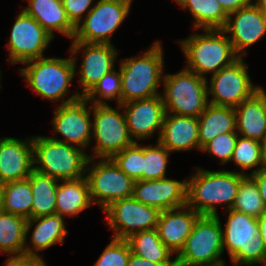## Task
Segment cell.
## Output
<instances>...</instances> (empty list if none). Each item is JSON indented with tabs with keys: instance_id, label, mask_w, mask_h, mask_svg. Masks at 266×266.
Segmentation results:
<instances>
[{
	"instance_id": "cell-1",
	"label": "cell",
	"mask_w": 266,
	"mask_h": 266,
	"mask_svg": "<svg viewBox=\"0 0 266 266\" xmlns=\"http://www.w3.org/2000/svg\"><path fill=\"white\" fill-rule=\"evenodd\" d=\"M197 170L191 179H187V205L200 215H218L215 204L226 203V209H231L237 197L240 181L246 174L235 171H209L202 168Z\"/></svg>"
},
{
	"instance_id": "cell-2",
	"label": "cell",
	"mask_w": 266,
	"mask_h": 266,
	"mask_svg": "<svg viewBox=\"0 0 266 266\" xmlns=\"http://www.w3.org/2000/svg\"><path fill=\"white\" fill-rule=\"evenodd\" d=\"M163 50L159 41L139 57L120 63L121 104L161 95L157 92L163 80Z\"/></svg>"
},
{
	"instance_id": "cell-3",
	"label": "cell",
	"mask_w": 266,
	"mask_h": 266,
	"mask_svg": "<svg viewBox=\"0 0 266 266\" xmlns=\"http://www.w3.org/2000/svg\"><path fill=\"white\" fill-rule=\"evenodd\" d=\"M33 161L41 164L34 170L59 181L84 177L86 166L94 159L81 148L56 141L50 137H32Z\"/></svg>"
},
{
	"instance_id": "cell-4",
	"label": "cell",
	"mask_w": 266,
	"mask_h": 266,
	"mask_svg": "<svg viewBox=\"0 0 266 266\" xmlns=\"http://www.w3.org/2000/svg\"><path fill=\"white\" fill-rule=\"evenodd\" d=\"M206 34H194L179 41L187 58V70L200 77L207 72L216 74L220 69L231 65L239 56L222 29H206Z\"/></svg>"
},
{
	"instance_id": "cell-5",
	"label": "cell",
	"mask_w": 266,
	"mask_h": 266,
	"mask_svg": "<svg viewBox=\"0 0 266 266\" xmlns=\"http://www.w3.org/2000/svg\"><path fill=\"white\" fill-rule=\"evenodd\" d=\"M227 212L222 238L231 261L234 265L262 264L266 260V246L259 236L257 218L232 209Z\"/></svg>"
},
{
	"instance_id": "cell-6",
	"label": "cell",
	"mask_w": 266,
	"mask_h": 266,
	"mask_svg": "<svg viewBox=\"0 0 266 266\" xmlns=\"http://www.w3.org/2000/svg\"><path fill=\"white\" fill-rule=\"evenodd\" d=\"M222 231L218 215H200L183 249L175 257L177 266L225 264L219 259L224 251Z\"/></svg>"
},
{
	"instance_id": "cell-7",
	"label": "cell",
	"mask_w": 266,
	"mask_h": 266,
	"mask_svg": "<svg viewBox=\"0 0 266 266\" xmlns=\"http://www.w3.org/2000/svg\"><path fill=\"white\" fill-rule=\"evenodd\" d=\"M162 81L166 113L198 118L205 111L209 104L206 78L184 68L177 74L163 76Z\"/></svg>"
},
{
	"instance_id": "cell-8",
	"label": "cell",
	"mask_w": 266,
	"mask_h": 266,
	"mask_svg": "<svg viewBox=\"0 0 266 266\" xmlns=\"http://www.w3.org/2000/svg\"><path fill=\"white\" fill-rule=\"evenodd\" d=\"M77 58H45L25 62L28 64L20 69L27 84L43 98L59 101L68 92L71 80L76 74Z\"/></svg>"
},
{
	"instance_id": "cell-9",
	"label": "cell",
	"mask_w": 266,
	"mask_h": 266,
	"mask_svg": "<svg viewBox=\"0 0 266 266\" xmlns=\"http://www.w3.org/2000/svg\"><path fill=\"white\" fill-rule=\"evenodd\" d=\"M131 2L99 0L83 18L84 21L76 25L73 41L111 45V35L127 17Z\"/></svg>"
},
{
	"instance_id": "cell-10",
	"label": "cell",
	"mask_w": 266,
	"mask_h": 266,
	"mask_svg": "<svg viewBox=\"0 0 266 266\" xmlns=\"http://www.w3.org/2000/svg\"><path fill=\"white\" fill-rule=\"evenodd\" d=\"M92 112L94 116L92 138L96 139V144L93 146L95 154L88 156L89 158H111L135 143L129 134L124 113L108 104H92Z\"/></svg>"
},
{
	"instance_id": "cell-11",
	"label": "cell",
	"mask_w": 266,
	"mask_h": 266,
	"mask_svg": "<svg viewBox=\"0 0 266 266\" xmlns=\"http://www.w3.org/2000/svg\"><path fill=\"white\" fill-rule=\"evenodd\" d=\"M94 164L91 168L86 166L89 174L85 176L92 203L100 204L104 211L113 202L133 196L135 181L110 158H101Z\"/></svg>"
},
{
	"instance_id": "cell-12",
	"label": "cell",
	"mask_w": 266,
	"mask_h": 266,
	"mask_svg": "<svg viewBox=\"0 0 266 266\" xmlns=\"http://www.w3.org/2000/svg\"><path fill=\"white\" fill-rule=\"evenodd\" d=\"M261 88L253 85L243 57H239L231 65L212 75L207 92L213 98L208 102L212 105L235 108Z\"/></svg>"
},
{
	"instance_id": "cell-13",
	"label": "cell",
	"mask_w": 266,
	"mask_h": 266,
	"mask_svg": "<svg viewBox=\"0 0 266 266\" xmlns=\"http://www.w3.org/2000/svg\"><path fill=\"white\" fill-rule=\"evenodd\" d=\"M88 102L80 93H75L69 99L64 100L55 109L52 121L53 129L62 134L64 138H50L69 145L80 146L81 149L87 147L92 137L90 120L92 106L90 109L86 108Z\"/></svg>"
},
{
	"instance_id": "cell-14",
	"label": "cell",
	"mask_w": 266,
	"mask_h": 266,
	"mask_svg": "<svg viewBox=\"0 0 266 266\" xmlns=\"http://www.w3.org/2000/svg\"><path fill=\"white\" fill-rule=\"evenodd\" d=\"M104 212L115 230L113 238L127 239L133 233L155 229L161 211L129 197L113 202Z\"/></svg>"
},
{
	"instance_id": "cell-15",
	"label": "cell",
	"mask_w": 266,
	"mask_h": 266,
	"mask_svg": "<svg viewBox=\"0 0 266 266\" xmlns=\"http://www.w3.org/2000/svg\"><path fill=\"white\" fill-rule=\"evenodd\" d=\"M53 36L22 10L12 26L8 41L11 63H25L43 56Z\"/></svg>"
},
{
	"instance_id": "cell-16",
	"label": "cell",
	"mask_w": 266,
	"mask_h": 266,
	"mask_svg": "<svg viewBox=\"0 0 266 266\" xmlns=\"http://www.w3.org/2000/svg\"><path fill=\"white\" fill-rule=\"evenodd\" d=\"M187 190V179L182 182L168 178L137 180L132 197L162 212L187 205Z\"/></svg>"
},
{
	"instance_id": "cell-17",
	"label": "cell",
	"mask_w": 266,
	"mask_h": 266,
	"mask_svg": "<svg viewBox=\"0 0 266 266\" xmlns=\"http://www.w3.org/2000/svg\"><path fill=\"white\" fill-rule=\"evenodd\" d=\"M125 109V118L131 138H150L157 129L161 133L166 114L161 95L118 105Z\"/></svg>"
},
{
	"instance_id": "cell-18",
	"label": "cell",
	"mask_w": 266,
	"mask_h": 266,
	"mask_svg": "<svg viewBox=\"0 0 266 266\" xmlns=\"http://www.w3.org/2000/svg\"><path fill=\"white\" fill-rule=\"evenodd\" d=\"M222 30L225 33H230L231 37L228 36V38L235 53L239 57H243V52L246 54L245 48L254 44L266 34V17L252 3L229 14L226 25Z\"/></svg>"
},
{
	"instance_id": "cell-19",
	"label": "cell",
	"mask_w": 266,
	"mask_h": 266,
	"mask_svg": "<svg viewBox=\"0 0 266 266\" xmlns=\"http://www.w3.org/2000/svg\"><path fill=\"white\" fill-rule=\"evenodd\" d=\"M81 49L84 53L78 74L82 86L81 95L85 96L104 75L114 69L117 51L113 44L72 42L71 54L74 55Z\"/></svg>"
},
{
	"instance_id": "cell-20",
	"label": "cell",
	"mask_w": 266,
	"mask_h": 266,
	"mask_svg": "<svg viewBox=\"0 0 266 266\" xmlns=\"http://www.w3.org/2000/svg\"><path fill=\"white\" fill-rule=\"evenodd\" d=\"M33 170L32 138L0 139V178L4 183L26 179Z\"/></svg>"
},
{
	"instance_id": "cell-21",
	"label": "cell",
	"mask_w": 266,
	"mask_h": 266,
	"mask_svg": "<svg viewBox=\"0 0 266 266\" xmlns=\"http://www.w3.org/2000/svg\"><path fill=\"white\" fill-rule=\"evenodd\" d=\"M199 216L200 214L188 205L160 212L156 227L160 240L170 251L178 255Z\"/></svg>"
},
{
	"instance_id": "cell-22",
	"label": "cell",
	"mask_w": 266,
	"mask_h": 266,
	"mask_svg": "<svg viewBox=\"0 0 266 266\" xmlns=\"http://www.w3.org/2000/svg\"><path fill=\"white\" fill-rule=\"evenodd\" d=\"M198 130V118L166 113L157 139L169 152L200 149Z\"/></svg>"
},
{
	"instance_id": "cell-23",
	"label": "cell",
	"mask_w": 266,
	"mask_h": 266,
	"mask_svg": "<svg viewBox=\"0 0 266 266\" xmlns=\"http://www.w3.org/2000/svg\"><path fill=\"white\" fill-rule=\"evenodd\" d=\"M236 130L245 138L261 142L266 135V93L263 88L235 107Z\"/></svg>"
},
{
	"instance_id": "cell-24",
	"label": "cell",
	"mask_w": 266,
	"mask_h": 266,
	"mask_svg": "<svg viewBox=\"0 0 266 266\" xmlns=\"http://www.w3.org/2000/svg\"><path fill=\"white\" fill-rule=\"evenodd\" d=\"M63 218L64 217L58 214H53V215H45V216H39L27 219L26 238L32 225L36 226L34 227L31 237L33 248L30 247L29 245H25L24 255L33 256L38 259H42L35 252V250L41 251L47 249L57 242L62 244L67 234Z\"/></svg>"
},
{
	"instance_id": "cell-25",
	"label": "cell",
	"mask_w": 266,
	"mask_h": 266,
	"mask_svg": "<svg viewBox=\"0 0 266 266\" xmlns=\"http://www.w3.org/2000/svg\"><path fill=\"white\" fill-rule=\"evenodd\" d=\"M24 10L54 37V31L73 38L75 26L70 22L62 0H28Z\"/></svg>"
},
{
	"instance_id": "cell-26",
	"label": "cell",
	"mask_w": 266,
	"mask_h": 266,
	"mask_svg": "<svg viewBox=\"0 0 266 266\" xmlns=\"http://www.w3.org/2000/svg\"><path fill=\"white\" fill-rule=\"evenodd\" d=\"M200 150L216 136L236 132V114L234 107L208 104L198 117Z\"/></svg>"
},
{
	"instance_id": "cell-27",
	"label": "cell",
	"mask_w": 266,
	"mask_h": 266,
	"mask_svg": "<svg viewBox=\"0 0 266 266\" xmlns=\"http://www.w3.org/2000/svg\"><path fill=\"white\" fill-rule=\"evenodd\" d=\"M92 204L89 184L86 177L73 180H63L58 184L56 192L55 214L60 216L79 214Z\"/></svg>"
},
{
	"instance_id": "cell-28",
	"label": "cell",
	"mask_w": 266,
	"mask_h": 266,
	"mask_svg": "<svg viewBox=\"0 0 266 266\" xmlns=\"http://www.w3.org/2000/svg\"><path fill=\"white\" fill-rule=\"evenodd\" d=\"M32 190L31 218L53 215L56 208V192L58 183L56 178L33 170L27 177Z\"/></svg>"
},
{
	"instance_id": "cell-29",
	"label": "cell",
	"mask_w": 266,
	"mask_h": 266,
	"mask_svg": "<svg viewBox=\"0 0 266 266\" xmlns=\"http://www.w3.org/2000/svg\"><path fill=\"white\" fill-rule=\"evenodd\" d=\"M131 249V253L156 263H176L171 260L173 254L160 240L157 229L133 233L125 239Z\"/></svg>"
},
{
	"instance_id": "cell-30",
	"label": "cell",
	"mask_w": 266,
	"mask_h": 266,
	"mask_svg": "<svg viewBox=\"0 0 266 266\" xmlns=\"http://www.w3.org/2000/svg\"><path fill=\"white\" fill-rule=\"evenodd\" d=\"M27 219L0 209V252L24 255Z\"/></svg>"
},
{
	"instance_id": "cell-31",
	"label": "cell",
	"mask_w": 266,
	"mask_h": 266,
	"mask_svg": "<svg viewBox=\"0 0 266 266\" xmlns=\"http://www.w3.org/2000/svg\"><path fill=\"white\" fill-rule=\"evenodd\" d=\"M182 9H189L195 19L194 28L223 29L228 14L217 0H175Z\"/></svg>"
},
{
	"instance_id": "cell-32",
	"label": "cell",
	"mask_w": 266,
	"mask_h": 266,
	"mask_svg": "<svg viewBox=\"0 0 266 266\" xmlns=\"http://www.w3.org/2000/svg\"><path fill=\"white\" fill-rule=\"evenodd\" d=\"M32 201V190L27 178L4 183L0 199V209L2 211L30 219Z\"/></svg>"
},
{
	"instance_id": "cell-33",
	"label": "cell",
	"mask_w": 266,
	"mask_h": 266,
	"mask_svg": "<svg viewBox=\"0 0 266 266\" xmlns=\"http://www.w3.org/2000/svg\"><path fill=\"white\" fill-rule=\"evenodd\" d=\"M231 209L256 218L266 211L258 186L247 173L240 181L237 197Z\"/></svg>"
},
{
	"instance_id": "cell-34",
	"label": "cell",
	"mask_w": 266,
	"mask_h": 266,
	"mask_svg": "<svg viewBox=\"0 0 266 266\" xmlns=\"http://www.w3.org/2000/svg\"><path fill=\"white\" fill-rule=\"evenodd\" d=\"M244 170L261 165L252 172L264 169L261 142L238 135L231 161Z\"/></svg>"
},
{
	"instance_id": "cell-35",
	"label": "cell",
	"mask_w": 266,
	"mask_h": 266,
	"mask_svg": "<svg viewBox=\"0 0 266 266\" xmlns=\"http://www.w3.org/2000/svg\"><path fill=\"white\" fill-rule=\"evenodd\" d=\"M169 151L157 141L156 146H143V180L166 178Z\"/></svg>"
},
{
	"instance_id": "cell-36",
	"label": "cell",
	"mask_w": 266,
	"mask_h": 266,
	"mask_svg": "<svg viewBox=\"0 0 266 266\" xmlns=\"http://www.w3.org/2000/svg\"><path fill=\"white\" fill-rule=\"evenodd\" d=\"M99 94V98H97ZM88 101H92L95 105L107 104L103 98L108 100H117L121 105V73L120 69L116 72L114 69L104 75L93 88L84 96ZM96 97V98H95ZM95 99V100H94Z\"/></svg>"
},
{
	"instance_id": "cell-37",
	"label": "cell",
	"mask_w": 266,
	"mask_h": 266,
	"mask_svg": "<svg viewBox=\"0 0 266 266\" xmlns=\"http://www.w3.org/2000/svg\"><path fill=\"white\" fill-rule=\"evenodd\" d=\"M110 159L134 181L143 180V147L137 142Z\"/></svg>"
},
{
	"instance_id": "cell-38",
	"label": "cell",
	"mask_w": 266,
	"mask_h": 266,
	"mask_svg": "<svg viewBox=\"0 0 266 266\" xmlns=\"http://www.w3.org/2000/svg\"><path fill=\"white\" fill-rule=\"evenodd\" d=\"M131 249L125 239L113 238L94 266H127Z\"/></svg>"
},
{
	"instance_id": "cell-39",
	"label": "cell",
	"mask_w": 266,
	"mask_h": 266,
	"mask_svg": "<svg viewBox=\"0 0 266 266\" xmlns=\"http://www.w3.org/2000/svg\"><path fill=\"white\" fill-rule=\"evenodd\" d=\"M238 135V132L220 134L207 143L201 151H208L209 154L220 158L222 164H225L231 161Z\"/></svg>"
},
{
	"instance_id": "cell-40",
	"label": "cell",
	"mask_w": 266,
	"mask_h": 266,
	"mask_svg": "<svg viewBox=\"0 0 266 266\" xmlns=\"http://www.w3.org/2000/svg\"><path fill=\"white\" fill-rule=\"evenodd\" d=\"M92 2L94 3L93 0H62L68 19L75 27L82 21V16H84L83 13H85V11L89 13L93 8L90 7Z\"/></svg>"
},
{
	"instance_id": "cell-41",
	"label": "cell",
	"mask_w": 266,
	"mask_h": 266,
	"mask_svg": "<svg viewBox=\"0 0 266 266\" xmlns=\"http://www.w3.org/2000/svg\"><path fill=\"white\" fill-rule=\"evenodd\" d=\"M4 266H46L43 259H38L33 256L20 255L11 256L6 260Z\"/></svg>"
},
{
	"instance_id": "cell-42",
	"label": "cell",
	"mask_w": 266,
	"mask_h": 266,
	"mask_svg": "<svg viewBox=\"0 0 266 266\" xmlns=\"http://www.w3.org/2000/svg\"><path fill=\"white\" fill-rule=\"evenodd\" d=\"M250 176L254 179L258 186L261 199L266 209V169L252 172L250 173Z\"/></svg>"
},
{
	"instance_id": "cell-43",
	"label": "cell",
	"mask_w": 266,
	"mask_h": 266,
	"mask_svg": "<svg viewBox=\"0 0 266 266\" xmlns=\"http://www.w3.org/2000/svg\"><path fill=\"white\" fill-rule=\"evenodd\" d=\"M225 12L229 15L240 8L247 7L253 3L252 0H217Z\"/></svg>"
},
{
	"instance_id": "cell-44",
	"label": "cell",
	"mask_w": 266,
	"mask_h": 266,
	"mask_svg": "<svg viewBox=\"0 0 266 266\" xmlns=\"http://www.w3.org/2000/svg\"><path fill=\"white\" fill-rule=\"evenodd\" d=\"M127 266H177V263H156L131 253Z\"/></svg>"
},
{
	"instance_id": "cell-45",
	"label": "cell",
	"mask_w": 266,
	"mask_h": 266,
	"mask_svg": "<svg viewBox=\"0 0 266 266\" xmlns=\"http://www.w3.org/2000/svg\"><path fill=\"white\" fill-rule=\"evenodd\" d=\"M259 227V236L266 246V211L257 218Z\"/></svg>"
},
{
	"instance_id": "cell-46",
	"label": "cell",
	"mask_w": 266,
	"mask_h": 266,
	"mask_svg": "<svg viewBox=\"0 0 266 266\" xmlns=\"http://www.w3.org/2000/svg\"><path fill=\"white\" fill-rule=\"evenodd\" d=\"M261 153H262V162L264 165V169H266V135L264 139L261 141Z\"/></svg>"
},
{
	"instance_id": "cell-47",
	"label": "cell",
	"mask_w": 266,
	"mask_h": 266,
	"mask_svg": "<svg viewBox=\"0 0 266 266\" xmlns=\"http://www.w3.org/2000/svg\"><path fill=\"white\" fill-rule=\"evenodd\" d=\"M254 5L265 15L266 17V0H256Z\"/></svg>"
},
{
	"instance_id": "cell-48",
	"label": "cell",
	"mask_w": 266,
	"mask_h": 266,
	"mask_svg": "<svg viewBox=\"0 0 266 266\" xmlns=\"http://www.w3.org/2000/svg\"><path fill=\"white\" fill-rule=\"evenodd\" d=\"M3 187H4V182L0 178V199H1V196H2V193H3Z\"/></svg>"
},
{
	"instance_id": "cell-49",
	"label": "cell",
	"mask_w": 266,
	"mask_h": 266,
	"mask_svg": "<svg viewBox=\"0 0 266 266\" xmlns=\"http://www.w3.org/2000/svg\"><path fill=\"white\" fill-rule=\"evenodd\" d=\"M262 265L266 266V260L262 263Z\"/></svg>"
}]
</instances>
